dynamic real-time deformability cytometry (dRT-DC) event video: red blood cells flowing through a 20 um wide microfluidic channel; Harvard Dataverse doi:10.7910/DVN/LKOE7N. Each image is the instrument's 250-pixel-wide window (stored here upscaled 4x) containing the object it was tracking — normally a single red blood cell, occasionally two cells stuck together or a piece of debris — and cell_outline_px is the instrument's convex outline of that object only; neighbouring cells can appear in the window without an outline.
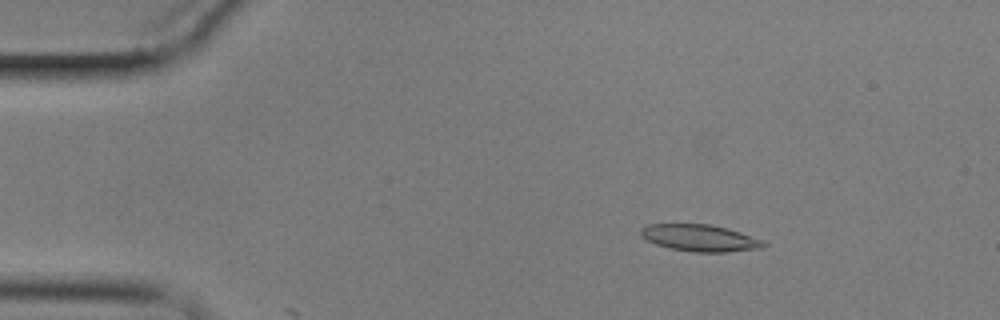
{"species": "common noctule bat (a hibernating species)", "species_latin": "Nyctalus noctula", "temperature_condition": "cold", "stored_images_in_passage": 6, "camera_frame_rate_fps": 3000, "um_per_image_px": 0.085, "animal": {"sex": "male", "body_mass_g": 17.9}, "frame": {"image": 1, "passage_image": 3, "time_ms": 2.333, "image_size_px": [1000, 320], "cell_outline_px": [[768, 244], [764, 248], [724, 252], [692, 252], [668, 248], [656, 244], [640, 236], [640, 228], [648, 224], [708, 224], [728, 228], [740, 232], [760, 240]], "centroid_in_image_um": [59.46, 20.23], "position_along_channel_um": 25.5, "area_um2": 19.19}}